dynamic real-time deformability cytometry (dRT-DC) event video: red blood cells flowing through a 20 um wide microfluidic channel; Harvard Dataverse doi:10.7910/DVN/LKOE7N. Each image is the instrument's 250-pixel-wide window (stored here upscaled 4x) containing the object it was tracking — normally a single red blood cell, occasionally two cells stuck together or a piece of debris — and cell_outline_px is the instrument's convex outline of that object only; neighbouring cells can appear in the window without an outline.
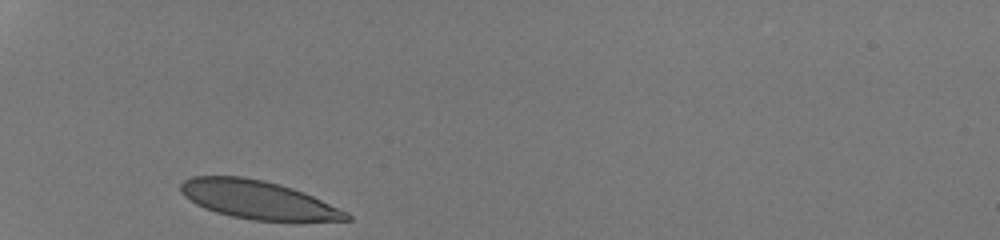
{"species": "human", "species_latin": "Homo sapiens", "temperature_condition": "room temperature", "stored_images_in_passage": 27, "camera_frame_rate_fps": 3000, "um_per_image_px": 0.085, "donor": {"sex": "male"}, "frame": {"image": 1, "passage_image": 1, "time_ms": 0.0, "image_size_px": [1000, 240], "cell_outline_px": [[352, 220], [252, 220], [232, 216], [216, 212], [204, 208], [196, 204], [184, 196], [180, 192], [180, 184], [184, 180], [192, 176], [240, 176], [264, 180], [280, 184], [304, 192], [348, 212], [352, 216]], "centroid_in_image_um": [21.89, 16.96], "position_along_channel_um": 63.1, "area_um2": 36.76}}
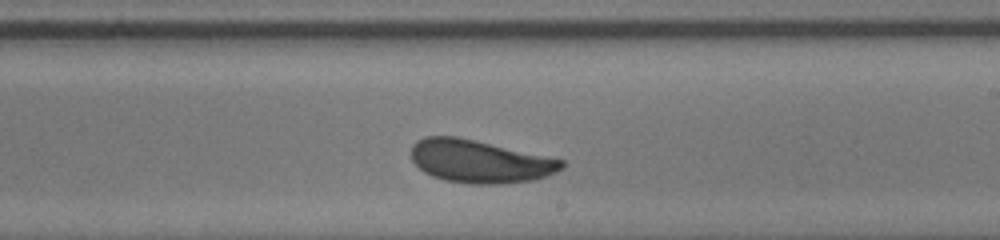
{"frame": {"image": 2, "passage_image": 16, "time_ms": 5.0, "image_size_px": [1000, 240], "cell_outline_px": [[564, 168], [556, 172], [532, 180], [500, 184], [472, 184], [444, 180], [432, 176], [424, 172], [412, 160], [412, 144], [416, 140], [424, 136], [456, 136], [476, 140], [564, 160]], "centroid_in_image_um": [40.75, 13.71], "position_along_channel_um": 248.2, "area_um2": 37.51}}
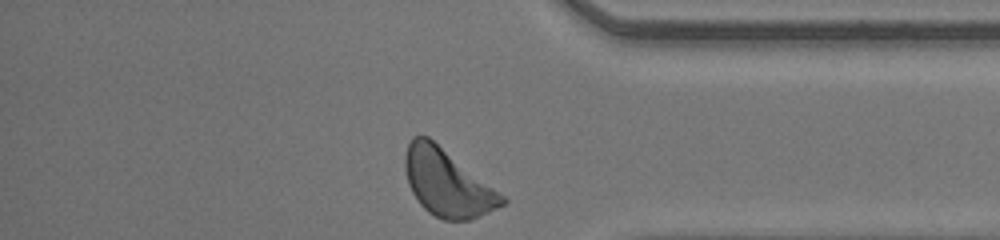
{"frame": {"image": 3, "passage_image": 27, "time_ms": 8.667, "image_size_px": [1000, 240], "cell_outline_px": [[508, 204], [472, 220], [444, 220], [428, 212], [420, 204], [412, 192], [408, 184], [404, 168], [404, 156], [408, 144], [412, 136], [428, 136], [504, 196], [508, 200]], "centroid_in_image_um": [38.01, 15.57], "position_along_channel_um": 397.2, "area_um2": 37.63}, "authors_computed_cell_mechanics": {"area_um2": 37.5122, "velocity_mm_per_s": 4.199, "shape_relaxation_time_tau1_ms": 3.7269, "shape_relaxation_time_tau2_ms": null, "deformation_change_tau1": 0.1474, "deformation_change_tau2": null}}